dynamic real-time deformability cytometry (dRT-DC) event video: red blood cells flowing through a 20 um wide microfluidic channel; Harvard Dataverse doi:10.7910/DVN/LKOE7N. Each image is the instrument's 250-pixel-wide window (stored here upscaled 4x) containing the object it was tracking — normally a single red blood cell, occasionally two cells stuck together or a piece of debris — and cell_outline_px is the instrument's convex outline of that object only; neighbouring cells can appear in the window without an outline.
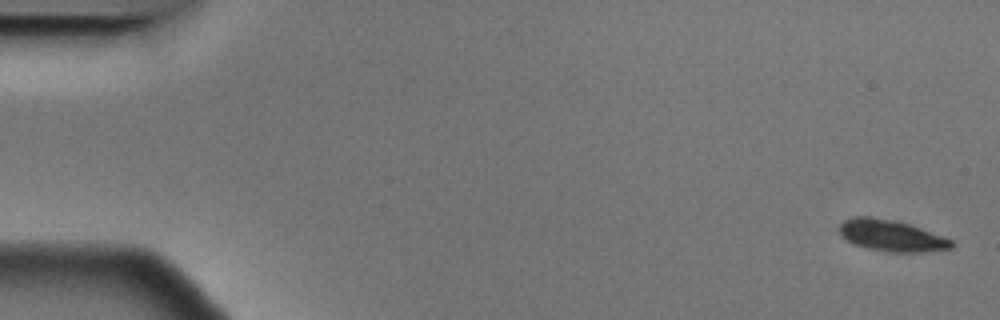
{"species": "Egyptian fruit bat (a non-hibernating species)", "species_latin": "Rousettus aegyptiacus", "temperature_condition": "cold", "stored_images_in_passage": 4, "camera_frame_rate_fps": 3000, "um_per_image_px": 0.085, "animal": {"sex": "male"}, "frame": {"image": 1, "passage_image": 1, "time_ms": 0.0, "image_size_px": [1000, 320], "cell_outline_px": [[952, 248], [924, 252], [884, 252], [868, 248], [856, 244], [840, 236], [836, 228], [844, 220], [860, 216], [868, 216], [896, 220], [920, 228], [952, 240]], "centroid_in_image_um": [75.71, 20.03], "position_along_channel_um": 9.3, "area_um2": 20.4}}